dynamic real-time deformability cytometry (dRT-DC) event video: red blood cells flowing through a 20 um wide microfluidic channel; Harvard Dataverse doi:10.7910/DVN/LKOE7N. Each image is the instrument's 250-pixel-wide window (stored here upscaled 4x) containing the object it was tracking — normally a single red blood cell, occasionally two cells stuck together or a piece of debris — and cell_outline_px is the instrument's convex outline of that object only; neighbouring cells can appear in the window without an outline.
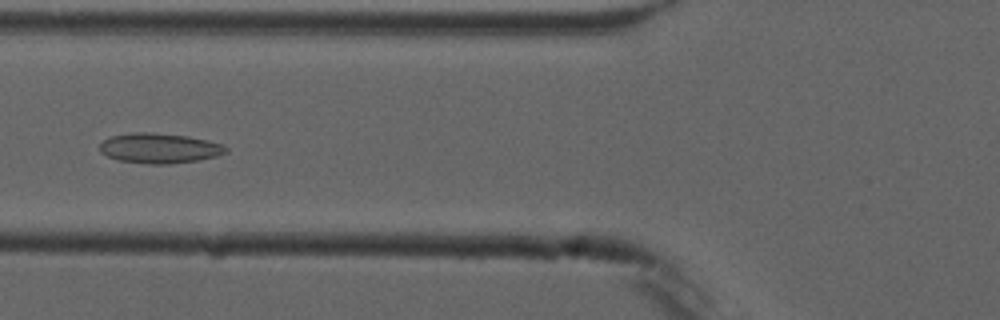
{"species": "common noctule bat (a hibernating species)", "species_latin": "Nyctalus noctula", "temperature_condition": "cold", "stored_images_in_passage": 6, "camera_frame_rate_fps": 3000, "um_per_image_px": 0.085, "animal": {"sex": "male", "forearm_length_mm": 52.5}, "frame": {"image": 1, "passage_image": 6, "time_ms": 6.333, "image_size_px": [1000, 320], "cell_outline_px": [[228, 152], [216, 156], [196, 160], [168, 164], [148, 164], [120, 160], [108, 156], [100, 152], [100, 144], [108, 136], [136, 132], [148, 132], [188, 136], [208, 140], [224, 144], [228, 148]], "centroid_in_image_um": [13.56, 12.59], "position_along_channel_um": 112.2, "area_um2": 22.08}}